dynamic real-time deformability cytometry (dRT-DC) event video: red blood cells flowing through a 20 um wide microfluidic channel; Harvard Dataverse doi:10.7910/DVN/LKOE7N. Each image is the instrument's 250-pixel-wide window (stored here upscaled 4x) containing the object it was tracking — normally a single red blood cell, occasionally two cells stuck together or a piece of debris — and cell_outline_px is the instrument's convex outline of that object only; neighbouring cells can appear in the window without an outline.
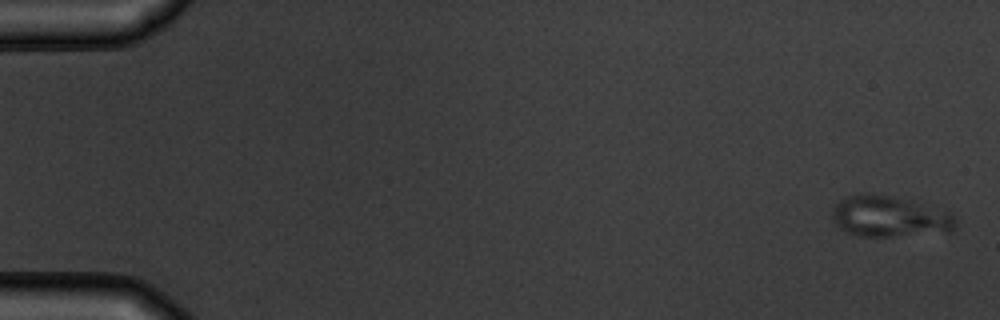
{"species": "common noctule bat (a hibernating species)", "species_latin": "Nyctalus noctula", "temperature_condition": "warm", "stored_images_in_passage": 6, "camera_frame_rate_fps": 3000, "um_per_image_px": 0.085, "animal": {"sex": "male", "body_mass_g": 19.5, "forearm_length_mm": 54.6}, "frame": {"image": 1, "passage_image": 1, "time_ms": 0.0, "image_size_px": [1000, 320], "cell_outline_px": [[956, 228], [952, 232], [892, 236], [856, 236], [844, 232], [832, 220], [832, 208], [840, 200], [848, 196], [868, 192], [896, 196], [952, 212], [956, 220]], "centroid_in_image_um": [75.62, 18.4], "position_along_channel_um": 9.4, "area_um2": 30.06}}